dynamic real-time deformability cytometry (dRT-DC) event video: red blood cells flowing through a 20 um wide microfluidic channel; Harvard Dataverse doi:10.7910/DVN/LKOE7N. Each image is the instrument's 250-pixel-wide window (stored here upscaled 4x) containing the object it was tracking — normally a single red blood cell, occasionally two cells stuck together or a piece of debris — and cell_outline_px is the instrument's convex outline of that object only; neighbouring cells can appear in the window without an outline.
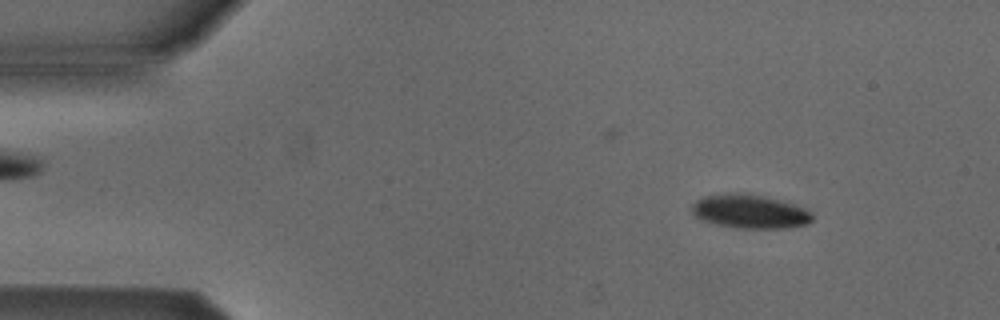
{"species": "Egyptian fruit bat (a non-hibernating species)", "species_latin": "Rousettus aegyptiacus", "temperature_condition": "cold", "stored_images_in_passage": 15, "camera_frame_rate_fps": 3000, "um_per_image_px": 0.085, "animal": {"sex": "male"}, "frame": {"image": 1, "passage_image": 6, "time_ms": 1.667, "image_size_px": [1000, 320], "cell_outline_px": [[812, 220], [808, 224], [788, 228], [736, 228], [716, 224], [704, 220], [696, 216], [692, 212], [692, 204], [696, 200], [704, 196], [724, 192], [752, 192], [792, 204], [804, 208], [812, 212]], "centroid_in_image_um": [63.73, 17.95], "position_along_channel_um": 21.3, "area_um2": 24.04}}